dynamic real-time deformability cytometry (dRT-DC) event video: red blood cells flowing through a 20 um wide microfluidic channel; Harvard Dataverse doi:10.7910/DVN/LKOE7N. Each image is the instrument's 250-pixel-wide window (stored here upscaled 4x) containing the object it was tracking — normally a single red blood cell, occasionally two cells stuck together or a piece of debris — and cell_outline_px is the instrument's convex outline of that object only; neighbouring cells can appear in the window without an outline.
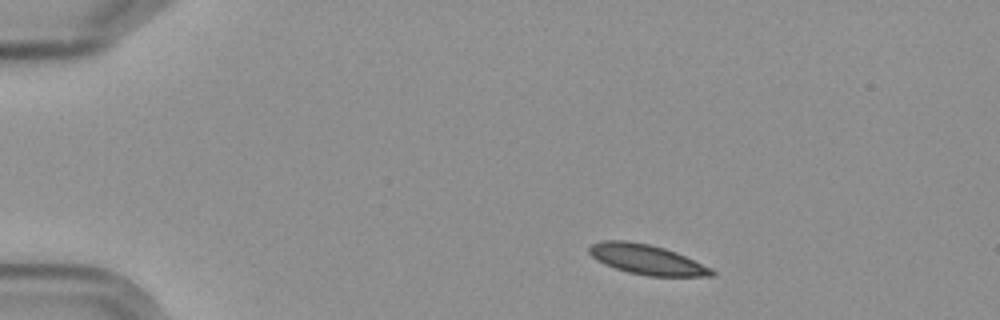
{"species": "Egyptian fruit bat (a non-hibernating species)", "species_latin": "Rousettus aegyptiacus", "temperature_condition": "cold", "stored_images_in_passage": 4, "camera_frame_rate_fps": 3000, "um_per_image_px": 0.085, "frame": {"image": 1, "passage_image": 1, "time_ms": 0.0, "image_size_px": [1000, 320], "cell_outline_px": [[716, 272], [712, 276], [648, 276], [628, 272], [604, 264], [596, 260], [588, 252], [588, 248], [592, 244], [604, 240], [628, 240], [648, 244], [664, 248], [676, 252], [712, 268]], "centroid_in_image_um": [54.96, 22.05], "position_along_channel_um": 30.0, "area_um2": 21.33}}
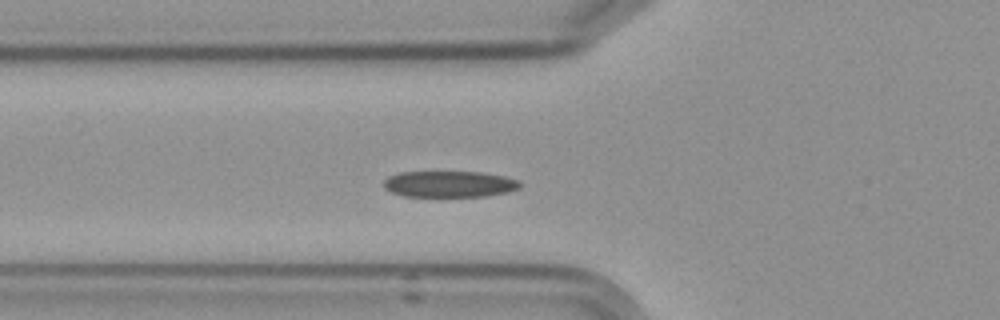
{"frame": {"image": 2, "passage_image": 4, "time_ms": 3.667, "image_size_px": [1000, 320], "cell_outline_px": [[520, 188], [508, 192], [484, 196], [404, 196], [392, 192], [384, 188], [384, 180], [388, 176], [400, 172], [480, 172], [504, 176], [520, 180]], "centroid_in_image_um": [38.2, 15.64], "position_along_channel_um": 87.6, "area_um2": 20.81}}